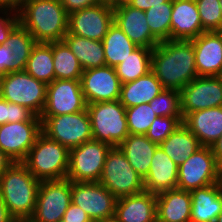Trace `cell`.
<instances>
[{
  "label": "cell",
  "mask_w": 222,
  "mask_h": 222,
  "mask_svg": "<svg viewBox=\"0 0 222 222\" xmlns=\"http://www.w3.org/2000/svg\"><path fill=\"white\" fill-rule=\"evenodd\" d=\"M151 71L164 89L181 91L198 77L191 40H167L152 49Z\"/></svg>",
  "instance_id": "obj_1"
},
{
  "label": "cell",
  "mask_w": 222,
  "mask_h": 222,
  "mask_svg": "<svg viewBox=\"0 0 222 222\" xmlns=\"http://www.w3.org/2000/svg\"><path fill=\"white\" fill-rule=\"evenodd\" d=\"M18 14L37 43L62 41L68 33L69 14L60 0H28Z\"/></svg>",
  "instance_id": "obj_2"
},
{
  "label": "cell",
  "mask_w": 222,
  "mask_h": 222,
  "mask_svg": "<svg viewBox=\"0 0 222 222\" xmlns=\"http://www.w3.org/2000/svg\"><path fill=\"white\" fill-rule=\"evenodd\" d=\"M39 184L23 162H13L0 176V194L12 217L33 216Z\"/></svg>",
  "instance_id": "obj_3"
},
{
  "label": "cell",
  "mask_w": 222,
  "mask_h": 222,
  "mask_svg": "<svg viewBox=\"0 0 222 222\" xmlns=\"http://www.w3.org/2000/svg\"><path fill=\"white\" fill-rule=\"evenodd\" d=\"M23 163L39 181L67 178L69 149L41 132Z\"/></svg>",
  "instance_id": "obj_4"
},
{
  "label": "cell",
  "mask_w": 222,
  "mask_h": 222,
  "mask_svg": "<svg viewBox=\"0 0 222 222\" xmlns=\"http://www.w3.org/2000/svg\"><path fill=\"white\" fill-rule=\"evenodd\" d=\"M94 140L117 147L129 135L126 108L119 100L87 104Z\"/></svg>",
  "instance_id": "obj_5"
},
{
  "label": "cell",
  "mask_w": 222,
  "mask_h": 222,
  "mask_svg": "<svg viewBox=\"0 0 222 222\" xmlns=\"http://www.w3.org/2000/svg\"><path fill=\"white\" fill-rule=\"evenodd\" d=\"M47 84L26 71L9 72L0 76V96L41 116L46 104Z\"/></svg>",
  "instance_id": "obj_6"
},
{
  "label": "cell",
  "mask_w": 222,
  "mask_h": 222,
  "mask_svg": "<svg viewBox=\"0 0 222 222\" xmlns=\"http://www.w3.org/2000/svg\"><path fill=\"white\" fill-rule=\"evenodd\" d=\"M99 183L117 199L143 192L144 179L140 176L118 147L108 152Z\"/></svg>",
  "instance_id": "obj_7"
},
{
  "label": "cell",
  "mask_w": 222,
  "mask_h": 222,
  "mask_svg": "<svg viewBox=\"0 0 222 222\" xmlns=\"http://www.w3.org/2000/svg\"><path fill=\"white\" fill-rule=\"evenodd\" d=\"M40 119L42 133L68 149L93 139L87 109L73 114L40 116Z\"/></svg>",
  "instance_id": "obj_8"
},
{
  "label": "cell",
  "mask_w": 222,
  "mask_h": 222,
  "mask_svg": "<svg viewBox=\"0 0 222 222\" xmlns=\"http://www.w3.org/2000/svg\"><path fill=\"white\" fill-rule=\"evenodd\" d=\"M111 148L106 142L92 139L69 149L67 179L76 182H99Z\"/></svg>",
  "instance_id": "obj_9"
},
{
  "label": "cell",
  "mask_w": 222,
  "mask_h": 222,
  "mask_svg": "<svg viewBox=\"0 0 222 222\" xmlns=\"http://www.w3.org/2000/svg\"><path fill=\"white\" fill-rule=\"evenodd\" d=\"M218 166L210 146H202L178 166L177 188L192 191L220 182Z\"/></svg>",
  "instance_id": "obj_10"
},
{
  "label": "cell",
  "mask_w": 222,
  "mask_h": 222,
  "mask_svg": "<svg viewBox=\"0 0 222 222\" xmlns=\"http://www.w3.org/2000/svg\"><path fill=\"white\" fill-rule=\"evenodd\" d=\"M71 180L40 181L33 222H59L71 204Z\"/></svg>",
  "instance_id": "obj_11"
},
{
  "label": "cell",
  "mask_w": 222,
  "mask_h": 222,
  "mask_svg": "<svg viewBox=\"0 0 222 222\" xmlns=\"http://www.w3.org/2000/svg\"><path fill=\"white\" fill-rule=\"evenodd\" d=\"M117 198L99 182L71 181V202L81 207L93 222L115 214Z\"/></svg>",
  "instance_id": "obj_12"
},
{
  "label": "cell",
  "mask_w": 222,
  "mask_h": 222,
  "mask_svg": "<svg viewBox=\"0 0 222 222\" xmlns=\"http://www.w3.org/2000/svg\"><path fill=\"white\" fill-rule=\"evenodd\" d=\"M114 22L113 2L96 5L69 14L68 32L91 40L102 41Z\"/></svg>",
  "instance_id": "obj_13"
},
{
  "label": "cell",
  "mask_w": 222,
  "mask_h": 222,
  "mask_svg": "<svg viewBox=\"0 0 222 222\" xmlns=\"http://www.w3.org/2000/svg\"><path fill=\"white\" fill-rule=\"evenodd\" d=\"M86 109L80 80L55 79L47 84L46 104L41 116L73 114Z\"/></svg>",
  "instance_id": "obj_14"
},
{
  "label": "cell",
  "mask_w": 222,
  "mask_h": 222,
  "mask_svg": "<svg viewBox=\"0 0 222 222\" xmlns=\"http://www.w3.org/2000/svg\"><path fill=\"white\" fill-rule=\"evenodd\" d=\"M183 118L189 113L222 106V76H198L181 91Z\"/></svg>",
  "instance_id": "obj_15"
},
{
  "label": "cell",
  "mask_w": 222,
  "mask_h": 222,
  "mask_svg": "<svg viewBox=\"0 0 222 222\" xmlns=\"http://www.w3.org/2000/svg\"><path fill=\"white\" fill-rule=\"evenodd\" d=\"M41 132V121L2 124L0 125V149L13 162H23Z\"/></svg>",
  "instance_id": "obj_16"
},
{
  "label": "cell",
  "mask_w": 222,
  "mask_h": 222,
  "mask_svg": "<svg viewBox=\"0 0 222 222\" xmlns=\"http://www.w3.org/2000/svg\"><path fill=\"white\" fill-rule=\"evenodd\" d=\"M80 81L87 104L119 100L122 83L114 67L84 70Z\"/></svg>",
  "instance_id": "obj_17"
},
{
  "label": "cell",
  "mask_w": 222,
  "mask_h": 222,
  "mask_svg": "<svg viewBox=\"0 0 222 222\" xmlns=\"http://www.w3.org/2000/svg\"><path fill=\"white\" fill-rule=\"evenodd\" d=\"M114 23L137 46L154 48L160 42L151 34L145 11L131 7L125 0L113 2Z\"/></svg>",
  "instance_id": "obj_18"
},
{
  "label": "cell",
  "mask_w": 222,
  "mask_h": 222,
  "mask_svg": "<svg viewBox=\"0 0 222 222\" xmlns=\"http://www.w3.org/2000/svg\"><path fill=\"white\" fill-rule=\"evenodd\" d=\"M191 41L198 76H222V32H204Z\"/></svg>",
  "instance_id": "obj_19"
},
{
  "label": "cell",
  "mask_w": 222,
  "mask_h": 222,
  "mask_svg": "<svg viewBox=\"0 0 222 222\" xmlns=\"http://www.w3.org/2000/svg\"><path fill=\"white\" fill-rule=\"evenodd\" d=\"M206 32L195 0H172L170 40H192Z\"/></svg>",
  "instance_id": "obj_20"
},
{
  "label": "cell",
  "mask_w": 222,
  "mask_h": 222,
  "mask_svg": "<svg viewBox=\"0 0 222 222\" xmlns=\"http://www.w3.org/2000/svg\"><path fill=\"white\" fill-rule=\"evenodd\" d=\"M114 216L119 222H157L156 194L144 190L117 199Z\"/></svg>",
  "instance_id": "obj_21"
},
{
  "label": "cell",
  "mask_w": 222,
  "mask_h": 222,
  "mask_svg": "<svg viewBox=\"0 0 222 222\" xmlns=\"http://www.w3.org/2000/svg\"><path fill=\"white\" fill-rule=\"evenodd\" d=\"M178 182V165L158 146L151 160L147 176L144 178L145 191L159 194L176 189Z\"/></svg>",
  "instance_id": "obj_22"
},
{
  "label": "cell",
  "mask_w": 222,
  "mask_h": 222,
  "mask_svg": "<svg viewBox=\"0 0 222 222\" xmlns=\"http://www.w3.org/2000/svg\"><path fill=\"white\" fill-rule=\"evenodd\" d=\"M191 192L170 189L156 195L157 222H190Z\"/></svg>",
  "instance_id": "obj_23"
},
{
  "label": "cell",
  "mask_w": 222,
  "mask_h": 222,
  "mask_svg": "<svg viewBox=\"0 0 222 222\" xmlns=\"http://www.w3.org/2000/svg\"><path fill=\"white\" fill-rule=\"evenodd\" d=\"M183 124L202 146H211L222 134V106L191 112Z\"/></svg>",
  "instance_id": "obj_24"
},
{
  "label": "cell",
  "mask_w": 222,
  "mask_h": 222,
  "mask_svg": "<svg viewBox=\"0 0 222 222\" xmlns=\"http://www.w3.org/2000/svg\"><path fill=\"white\" fill-rule=\"evenodd\" d=\"M190 222H215L222 211V185L210 184L191 191Z\"/></svg>",
  "instance_id": "obj_25"
},
{
  "label": "cell",
  "mask_w": 222,
  "mask_h": 222,
  "mask_svg": "<svg viewBox=\"0 0 222 222\" xmlns=\"http://www.w3.org/2000/svg\"><path fill=\"white\" fill-rule=\"evenodd\" d=\"M158 146L159 144L152 142L146 135L129 134L117 147L144 179L149 172L151 160Z\"/></svg>",
  "instance_id": "obj_26"
},
{
  "label": "cell",
  "mask_w": 222,
  "mask_h": 222,
  "mask_svg": "<svg viewBox=\"0 0 222 222\" xmlns=\"http://www.w3.org/2000/svg\"><path fill=\"white\" fill-rule=\"evenodd\" d=\"M163 89L155 74L150 71L134 81L122 84L119 101L125 108L150 103Z\"/></svg>",
  "instance_id": "obj_27"
},
{
  "label": "cell",
  "mask_w": 222,
  "mask_h": 222,
  "mask_svg": "<svg viewBox=\"0 0 222 222\" xmlns=\"http://www.w3.org/2000/svg\"><path fill=\"white\" fill-rule=\"evenodd\" d=\"M159 146L178 166L202 147L197 137L183 123Z\"/></svg>",
  "instance_id": "obj_28"
},
{
  "label": "cell",
  "mask_w": 222,
  "mask_h": 222,
  "mask_svg": "<svg viewBox=\"0 0 222 222\" xmlns=\"http://www.w3.org/2000/svg\"><path fill=\"white\" fill-rule=\"evenodd\" d=\"M63 41L80 62L83 70L106 66L102 41L80 37L69 32Z\"/></svg>",
  "instance_id": "obj_29"
},
{
  "label": "cell",
  "mask_w": 222,
  "mask_h": 222,
  "mask_svg": "<svg viewBox=\"0 0 222 222\" xmlns=\"http://www.w3.org/2000/svg\"><path fill=\"white\" fill-rule=\"evenodd\" d=\"M106 66L115 67L138 46L113 22L102 40Z\"/></svg>",
  "instance_id": "obj_30"
},
{
  "label": "cell",
  "mask_w": 222,
  "mask_h": 222,
  "mask_svg": "<svg viewBox=\"0 0 222 222\" xmlns=\"http://www.w3.org/2000/svg\"><path fill=\"white\" fill-rule=\"evenodd\" d=\"M152 48L138 46L123 62L115 66L122 84L134 81L151 71Z\"/></svg>",
  "instance_id": "obj_31"
},
{
  "label": "cell",
  "mask_w": 222,
  "mask_h": 222,
  "mask_svg": "<svg viewBox=\"0 0 222 222\" xmlns=\"http://www.w3.org/2000/svg\"><path fill=\"white\" fill-rule=\"evenodd\" d=\"M36 40L20 23L10 32L8 39L3 43L11 48L14 60L11 63V72L25 71L27 61Z\"/></svg>",
  "instance_id": "obj_32"
},
{
  "label": "cell",
  "mask_w": 222,
  "mask_h": 222,
  "mask_svg": "<svg viewBox=\"0 0 222 222\" xmlns=\"http://www.w3.org/2000/svg\"><path fill=\"white\" fill-rule=\"evenodd\" d=\"M25 71L46 84L55 80L52 42L36 43L30 53Z\"/></svg>",
  "instance_id": "obj_33"
},
{
  "label": "cell",
  "mask_w": 222,
  "mask_h": 222,
  "mask_svg": "<svg viewBox=\"0 0 222 222\" xmlns=\"http://www.w3.org/2000/svg\"><path fill=\"white\" fill-rule=\"evenodd\" d=\"M52 53L55 79L81 80L84 70L63 40L52 42Z\"/></svg>",
  "instance_id": "obj_34"
},
{
  "label": "cell",
  "mask_w": 222,
  "mask_h": 222,
  "mask_svg": "<svg viewBox=\"0 0 222 222\" xmlns=\"http://www.w3.org/2000/svg\"><path fill=\"white\" fill-rule=\"evenodd\" d=\"M172 0L153 6L145 11L151 34L159 41L170 40Z\"/></svg>",
  "instance_id": "obj_35"
},
{
  "label": "cell",
  "mask_w": 222,
  "mask_h": 222,
  "mask_svg": "<svg viewBox=\"0 0 222 222\" xmlns=\"http://www.w3.org/2000/svg\"><path fill=\"white\" fill-rule=\"evenodd\" d=\"M129 134L145 135L157 115L149 103L126 108Z\"/></svg>",
  "instance_id": "obj_36"
},
{
  "label": "cell",
  "mask_w": 222,
  "mask_h": 222,
  "mask_svg": "<svg viewBox=\"0 0 222 222\" xmlns=\"http://www.w3.org/2000/svg\"><path fill=\"white\" fill-rule=\"evenodd\" d=\"M149 104L157 116H183L180 91L163 89Z\"/></svg>",
  "instance_id": "obj_37"
},
{
  "label": "cell",
  "mask_w": 222,
  "mask_h": 222,
  "mask_svg": "<svg viewBox=\"0 0 222 222\" xmlns=\"http://www.w3.org/2000/svg\"><path fill=\"white\" fill-rule=\"evenodd\" d=\"M202 27L206 32L222 31V11L219 0H195Z\"/></svg>",
  "instance_id": "obj_38"
},
{
  "label": "cell",
  "mask_w": 222,
  "mask_h": 222,
  "mask_svg": "<svg viewBox=\"0 0 222 222\" xmlns=\"http://www.w3.org/2000/svg\"><path fill=\"white\" fill-rule=\"evenodd\" d=\"M183 119V116H157L145 135L152 142L160 144L183 123Z\"/></svg>",
  "instance_id": "obj_39"
},
{
  "label": "cell",
  "mask_w": 222,
  "mask_h": 222,
  "mask_svg": "<svg viewBox=\"0 0 222 222\" xmlns=\"http://www.w3.org/2000/svg\"><path fill=\"white\" fill-rule=\"evenodd\" d=\"M23 121H41V119L30 109L16 103H10L0 96V125Z\"/></svg>",
  "instance_id": "obj_40"
},
{
  "label": "cell",
  "mask_w": 222,
  "mask_h": 222,
  "mask_svg": "<svg viewBox=\"0 0 222 222\" xmlns=\"http://www.w3.org/2000/svg\"><path fill=\"white\" fill-rule=\"evenodd\" d=\"M20 23L19 14L0 10V44H3L10 32Z\"/></svg>",
  "instance_id": "obj_41"
},
{
  "label": "cell",
  "mask_w": 222,
  "mask_h": 222,
  "mask_svg": "<svg viewBox=\"0 0 222 222\" xmlns=\"http://www.w3.org/2000/svg\"><path fill=\"white\" fill-rule=\"evenodd\" d=\"M62 220L67 222H93L81 207H78L73 203L68 206Z\"/></svg>",
  "instance_id": "obj_42"
},
{
  "label": "cell",
  "mask_w": 222,
  "mask_h": 222,
  "mask_svg": "<svg viewBox=\"0 0 222 222\" xmlns=\"http://www.w3.org/2000/svg\"><path fill=\"white\" fill-rule=\"evenodd\" d=\"M103 0H60L68 14L96 5Z\"/></svg>",
  "instance_id": "obj_43"
},
{
  "label": "cell",
  "mask_w": 222,
  "mask_h": 222,
  "mask_svg": "<svg viewBox=\"0 0 222 222\" xmlns=\"http://www.w3.org/2000/svg\"><path fill=\"white\" fill-rule=\"evenodd\" d=\"M11 52L10 47L0 44V76L11 72V63L14 60Z\"/></svg>",
  "instance_id": "obj_44"
},
{
  "label": "cell",
  "mask_w": 222,
  "mask_h": 222,
  "mask_svg": "<svg viewBox=\"0 0 222 222\" xmlns=\"http://www.w3.org/2000/svg\"><path fill=\"white\" fill-rule=\"evenodd\" d=\"M28 0H0V10L19 13Z\"/></svg>",
  "instance_id": "obj_45"
},
{
  "label": "cell",
  "mask_w": 222,
  "mask_h": 222,
  "mask_svg": "<svg viewBox=\"0 0 222 222\" xmlns=\"http://www.w3.org/2000/svg\"><path fill=\"white\" fill-rule=\"evenodd\" d=\"M131 7L142 11H147L149 8L168 2L169 0H125Z\"/></svg>",
  "instance_id": "obj_46"
},
{
  "label": "cell",
  "mask_w": 222,
  "mask_h": 222,
  "mask_svg": "<svg viewBox=\"0 0 222 222\" xmlns=\"http://www.w3.org/2000/svg\"><path fill=\"white\" fill-rule=\"evenodd\" d=\"M210 147L218 166L222 169V134Z\"/></svg>",
  "instance_id": "obj_47"
},
{
  "label": "cell",
  "mask_w": 222,
  "mask_h": 222,
  "mask_svg": "<svg viewBox=\"0 0 222 222\" xmlns=\"http://www.w3.org/2000/svg\"><path fill=\"white\" fill-rule=\"evenodd\" d=\"M12 163L13 161L0 149V176Z\"/></svg>",
  "instance_id": "obj_48"
},
{
  "label": "cell",
  "mask_w": 222,
  "mask_h": 222,
  "mask_svg": "<svg viewBox=\"0 0 222 222\" xmlns=\"http://www.w3.org/2000/svg\"><path fill=\"white\" fill-rule=\"evenodd\" d=\"M12 216L9 214L7 207L0 194V222H8Z\"/></svg>",
  "instance_id": "obj_49"
},
{
  "label": "cell",
  "mask_w": 222,
  "mask_h": 222,
  "mask_svg": "<svg viewBox=\"0 0 222 222\" xmlns=\"http://www.w3.org/2000/svg\"><path fill=\"white\" fill-rule=\"evenodd\" d=\"M27 220V218L12 217L8 222H26Z\"/></svg>",
  "instance_id": "obj_50"
},
{
  "label": "cell",
  "mask_w": 222,
  "mask_h": 222,
  "mask_svg": "<svg viewBox=\"0 0 222 222\" xmlns=\"http://www.w3.org/2000/svg\"><path fill=\"white\" fill-rule=\"evenodd\" d=\"M98 222H119V221L114 216V217H111V218H108V219H105V220H101V221H98Z\"/></svg>",
  "instance_id": "obj_51"
},
{
  "label": "cell",
  "mask_w": 222,
  "mask_h": 222,
  "mask_svg": "<svg viewBox=\"0 0 222 222\" xmlns=\"http://www.w3.org/2000/svg\"><path fill=\"white\" fill-rule=\"evenodd\" d=\"M215 222H222V211L219 213V215L217 216Z\"/></svg>",
  "instance_id": "obj_52"
},
{
  "label": "cell",
  "mask_w": 222,
  "mask_h": 222,
  "mask_svg": "<svg viewBox=\"0 0 222 222\" xmlns=\"http://www.w3.org/2000/svg\"><path fill=\"white\" fill-rule=\"evenodd\" d=\"M220 183L222 185V169H221V175H220Z\"/></svg>",
  "instance_id": "obj_53"
},
{
  "label": "cell",
  "mask_w": 222,
  "mask_h": 222,
  "mask_svg": "<svg viewBox=\"0 0 222 222\" xmlns=\"http://www.w3.org/2000/svg\"><path fill=\"white\" fill-rule=\"evenodd\" d=\"M104 1L116 2V1H120V0H104Z\"/></svg>",
  "instance_id": "obj_54"
},
{
  "label": "cell",
  "mask_w": 222,
  "mask_h": 222,
  "mask_svg": "<svg viewBox=\"0 0 222 222\" xmlns=\"http://www.w3.org/2000/svg\"><path fill=\"white\" fill-rule=\"evenodd\" d=\"M221 11H222V0H219Z\"/></svg>",
  "instance_id": "obj_55"
}]
</instances>
